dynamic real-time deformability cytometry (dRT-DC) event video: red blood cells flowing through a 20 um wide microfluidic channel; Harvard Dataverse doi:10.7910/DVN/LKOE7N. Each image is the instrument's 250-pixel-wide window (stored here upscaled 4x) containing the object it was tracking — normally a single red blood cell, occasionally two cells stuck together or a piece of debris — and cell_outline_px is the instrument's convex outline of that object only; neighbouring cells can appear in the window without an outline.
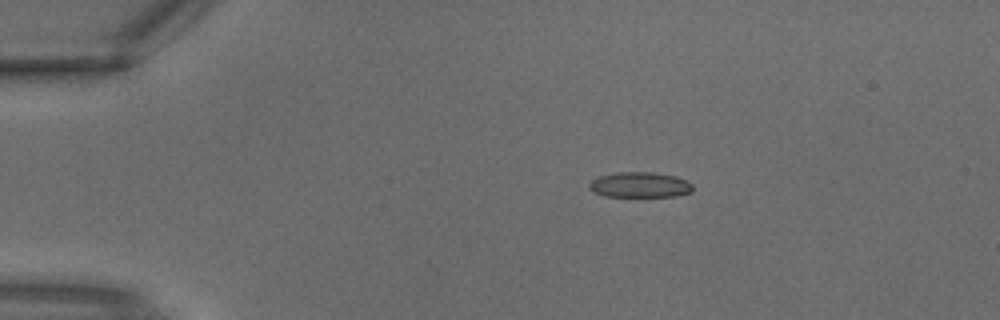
{"species": "common noctule bat (a hibernating species)", "species_latin": "Nyctalus noctula", "temperature_condition": "warm", "stored_images_in_passage": 3, "camera_frame_rate_fps": 3000, "um_per_image_px": 0.085, "animal": {"sex": "male", "body_mass_g": 18.8}, "frame": {"image": 1, "passage_image": 2, "time_ms": 0.333, "image_size_px": [1000, 320], "cell_outline_px": [[692, 192], [676, 196], [604, 196], [592, 192], [588, 188], [588, 184], [592, 180], [600, 176], [616, 172], [652, 172], [676, 176], [692, 184]], "centroid_in_image_um": [54.35, 15.71], "position_along_channel_um": 30.6, "area_um2": 15.32}}